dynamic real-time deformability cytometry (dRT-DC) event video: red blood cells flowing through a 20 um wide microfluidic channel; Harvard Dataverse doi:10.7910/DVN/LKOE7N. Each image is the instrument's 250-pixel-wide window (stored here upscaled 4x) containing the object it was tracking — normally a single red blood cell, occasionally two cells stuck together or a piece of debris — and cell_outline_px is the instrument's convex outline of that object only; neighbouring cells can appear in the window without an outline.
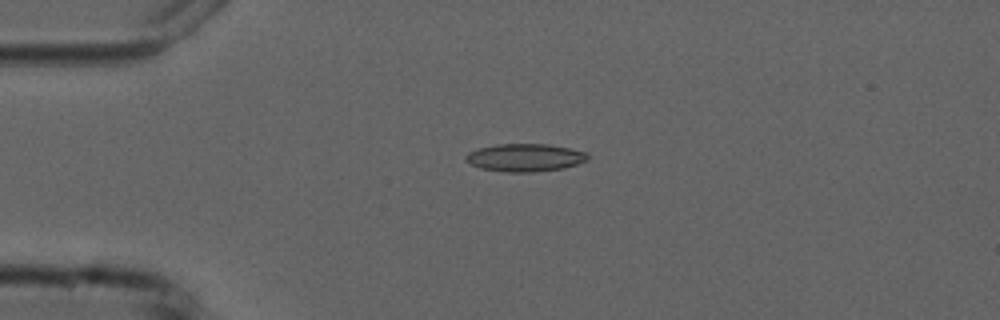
{"species": "common noctule bat (a hibernating species)", "species_latin": "Nyctalus noctula", "temperature_condition": "cold", "stored_images_in_passage": 7, "camera_frame_rate_fps": 3000, "um_per_image_px": 0.085, "animal": {"sex": "male", "forearm_length_mm": 52.5}, "frame": {"image": 1, "passage_image": 1, "time_ms": 0.0, "image_size_px": [1000, 320], "cell_outline_px": [[588, 160], [564, 168], [532, 172], [504, 172], [480, 168], [464, 160], [464, 156], [468, 152], [480, 148], [496, 144], [548, 144], [588, 152]], "centroid_in_image_um": [44.61, 13.39], "position_along_channel_um": 40.4, "area_um2": 19.77}}
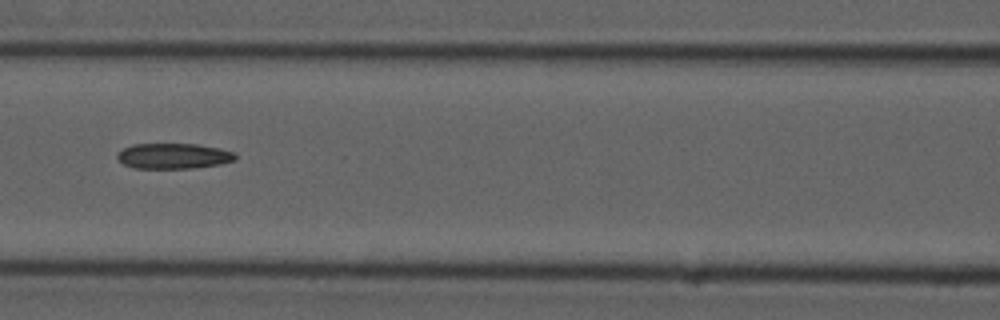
{"frame": {"image": 2, "passage_image": 4, "time_ms": 3.667, "image_size_px": [1000, 320], "cell_outline_px": [[236, 160], [220, 164], [192, 168], [132, 168], [124, 164], [116, 156], [116, 152], [132, 144], [196, 144], [220, 148], [236, 152]], "centroid_in_image_um": [14.75, 13.25], "position_along_channel_um": 151.8, "area_um2": 17.63}}
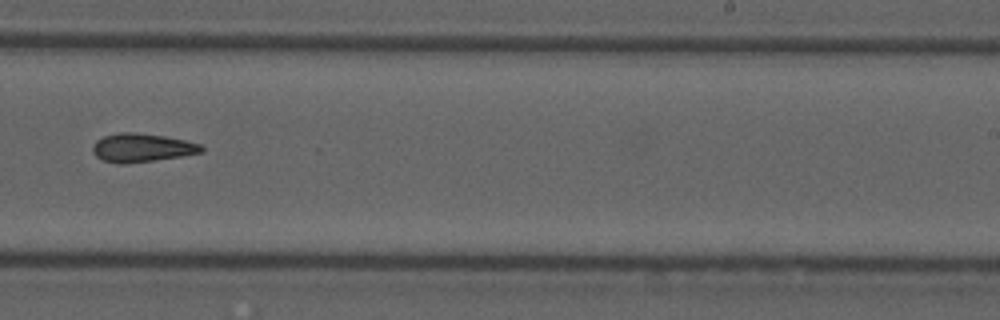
{"frame": {"image": 3, "passage_image": 7, "time_ms": 7.0, "image_size_px": [1000, 320], "cell_outline_px": [[204, 152], [180, 156], [124, 164], [120, 164], [100, 160], [92, 152], [92, 148], [96, 140], [104, 136], [120, 132], [136, 132], [164, 136], [184, 140], [200, 144], [204, 148]], "centroid_in_image_um": [12.02, 12.55], "position_along_channel_um": 277.0, "area_um2": 18.03}}